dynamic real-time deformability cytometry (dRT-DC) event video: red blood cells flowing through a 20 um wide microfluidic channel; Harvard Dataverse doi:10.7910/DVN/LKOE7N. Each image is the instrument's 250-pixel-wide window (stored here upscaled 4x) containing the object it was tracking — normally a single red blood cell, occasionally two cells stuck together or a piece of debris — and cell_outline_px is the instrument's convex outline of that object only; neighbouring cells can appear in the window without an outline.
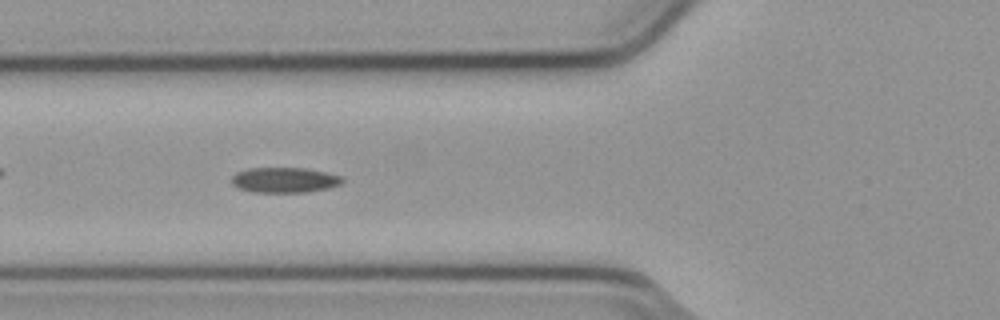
{"species": "common noctule bat (a hibernating species)", "species_latin": "Nyctalus noctula", "temperature_condition": "cold", "stored_images_in_passage": 40, "camera_frame_rate_fps": 3000, "um_per_image_px": 0.085, "animal": {"sex": "male", "body_mass_g": 23.1, "forearm_length_mm": 52.7}, "frame": {"image": 1, "passage_image": 5, "time_ms": 1.333, "image_size_px": [1000, 320], "cell_outline_px": [[344, 180], [340, 184], [328, 188], [308, 192], [252, 192], [236, 188], [232, 184], [232, 176], [236, 172], [248, 168], [304, 168], [324, 172], [340, 176]], "centroid_in_image_um": [24.13, 15.3], "position_along_channel_um": 101.7, "area_um2": 16.3}}
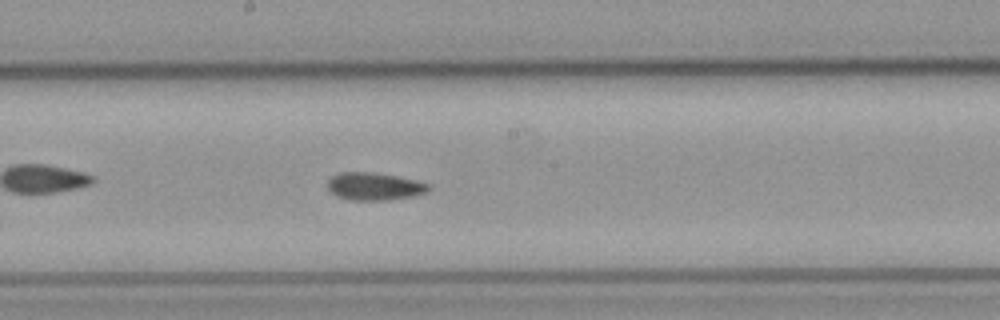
{"frame": {"image": 2, "passage_image": 14, "time_ms": 4.333, "image_size_px": [1000, 320], "cell_outline_px": [[432, 188], [428, 192], [416, 196], [392, 200], [348, 200], [336, 196], [328, 188], [328, 180], [332, 176], [340, 172], [372, 172], [396, 176], [416, 180], [428, 184]], "centroid_in_image_um": [31.85, 15.85], "position_along_channel_um": 216.3, "area_um2": 16.47}}
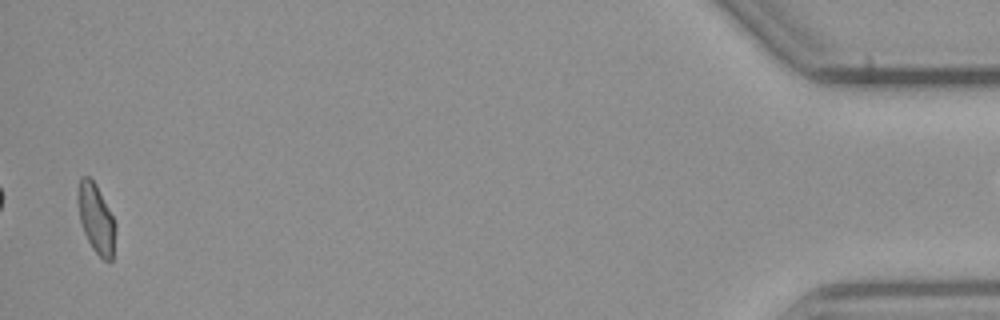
{"frame": {"image": 3, "passage_image": 38, "time_ms": 12.333, "image_size_px": [1000, 320], "cell_outline_px": [[116, 228], [112, 260], [108, 264], [92, 248], [84, 232], [80, 220], [76, 200], [76, 196], [80, 176], [88, 176], [96, 184], [116, 224]], "centroid_in_image_um": [8.15, 18.58], "position_along_channel_um": 427.0, "area_um2": 15.26}, "authors_computed_cell_mechanics": {"area_um2": 15.6927, "velocity_mm_per_s": 3.796, "shape_relaxation_time_tau1_ms": 10.9316, "shape_relaxation_time_tau2_ms": 3.6827, "deformation_change_tau1": 0.1893, "deformation_change_tau2": 0.0802}}